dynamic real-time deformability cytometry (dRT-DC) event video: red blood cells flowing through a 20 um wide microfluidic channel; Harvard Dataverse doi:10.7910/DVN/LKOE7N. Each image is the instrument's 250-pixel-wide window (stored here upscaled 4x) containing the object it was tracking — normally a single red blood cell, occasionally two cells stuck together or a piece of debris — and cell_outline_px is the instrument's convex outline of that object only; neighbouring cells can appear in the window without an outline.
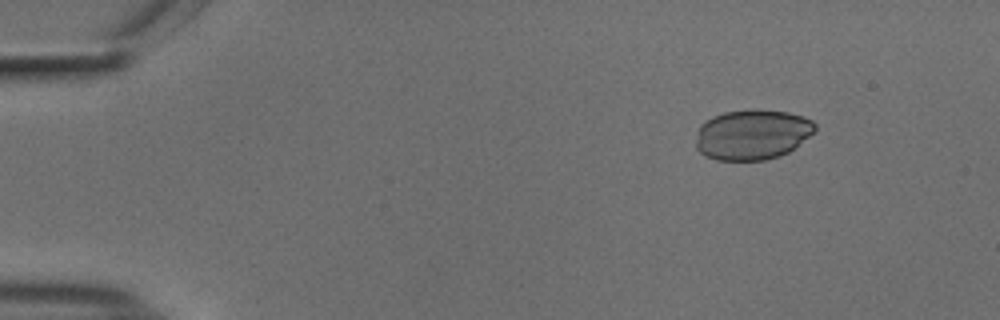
{"species": "common noctule bat (a hibernating species)", "species_latin": "Nyctalus noctula", "temperature_condition": "cold", "stored_images_in_passage": 11, "camera_frame_rate_fps": 3000, "um_per_image_px": 0.085, "animal": {"sex": "male", "body_mass_g": 18.8}, "frame": {"image": 1, "passage_image": 1, "time_ms": 0.0, "image_size_px": [1000, 320], "cell_outline_px": [[816, 128], [808, 136], [788, 152], [780, 156], [764, 160], [716, 160], [704, 156], [696, 148], [696, 140], [700, 124], [704, 120], [712, 116], [724, 112], [752, 108], [788, 112], [812, 120], [816, 124]], "centroid_in_image_um": [63.9, 11.42], "position_along_channel_um": 21.1, "area_um2": 35.03}}